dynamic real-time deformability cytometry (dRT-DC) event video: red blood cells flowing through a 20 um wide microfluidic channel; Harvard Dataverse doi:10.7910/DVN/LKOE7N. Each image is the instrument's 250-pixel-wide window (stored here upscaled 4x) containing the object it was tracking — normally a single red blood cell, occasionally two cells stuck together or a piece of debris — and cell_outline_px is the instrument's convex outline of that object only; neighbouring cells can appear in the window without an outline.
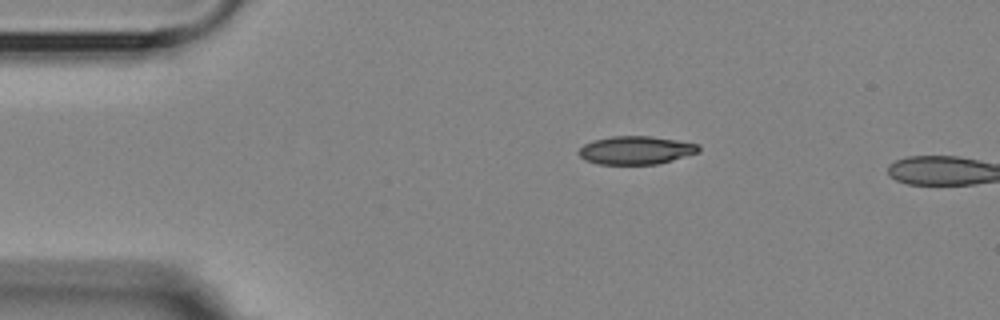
{"species": "Egyptian fruit bat (a non-hibernating species)", "species_latin": "Rousettus aegyptiacus", "temperature_condition": "room temperature", "stored_images_in_passage": 3, "camera_frame_rate_fps": 3000, "um_per_image_px": 0.085, "animal": {"sex": "female"}, "frame": {"image": 1, "passage_image": 1, "time_ms": 0.0, "image_size_px": [1000, 320], "cell_outline_px": [[700, 152], [672, 160], [656, 164], [600, 164], [584, 160], [576, 152], [584, 144], [592, 140], [612, 136], [648, 136], [676, 140], [700, 144]], "centroid_in_image_um": [54.04, 12.76], "position_along_channel_um": 31.0, "area_um2": 19.77}}